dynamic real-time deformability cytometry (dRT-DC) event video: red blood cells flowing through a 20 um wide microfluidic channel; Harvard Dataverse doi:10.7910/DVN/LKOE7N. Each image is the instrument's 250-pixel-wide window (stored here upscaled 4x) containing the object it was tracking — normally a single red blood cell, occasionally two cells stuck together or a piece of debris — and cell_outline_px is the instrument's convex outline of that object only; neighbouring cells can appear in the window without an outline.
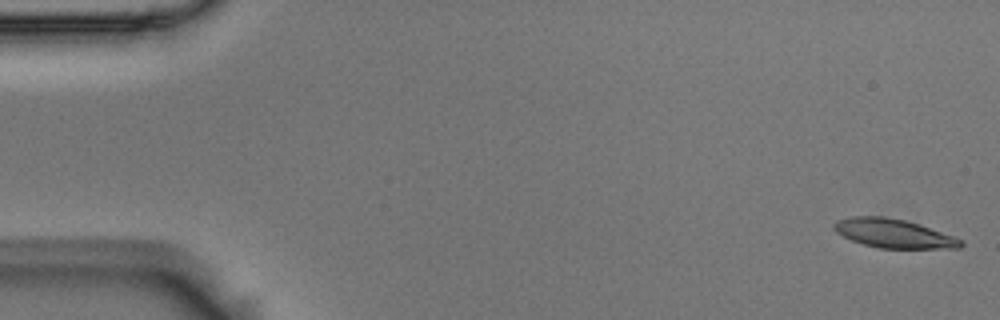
{"species": "Egyptian fruit bat (a non-hibernating species)", "species_latin": "Rousettus aegyptiacus", "temperature_condition": "room temperature", "stored_images_in_passage": 56, "camera_frame_rate_fps": 3000, "um_per_image_px": 0.085, "animal": {"sex": "male"}, "frame": {"image": 1, "passage_image": 1, "time_ms": 0.0, "image_size_px": [1000, 320], "cell_outline_px": [[964, 244], [960, 248], [880, 248], [864, 244], [852, 240], [836, 232], [832, 228], [832, 224], [836, 220], [852, 216], [884, 216], [904, 220], [964, 240]], "centroid_in_image_um": [75.91, 19.84], "position_along_channel_um": 9.1, "area_um2": 21.04}}
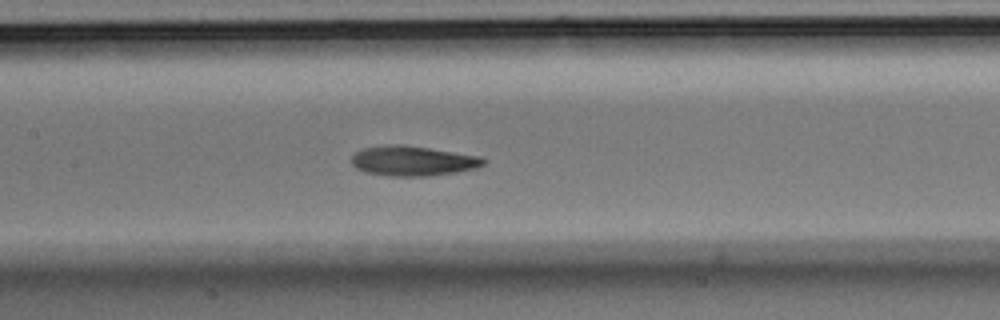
{"frame": {"image": 2, "passage_image": 26, "time_ms": 8.333, "image_size_px": [1000, 320], "cell_outline_px": [[484, 164], [476, 168], [456, 172], [428, 176], [388, 176], [364, 172], [356, 168], [352, 164], [352, 156], [356, 152], [364, 148], [384, 144], [404, 144], [480, 156], [484, 160]], "centroid_in_image_um": [35.05, 13.67], "position_along_channel_um": 172.3, "area_um2": 23.06}}
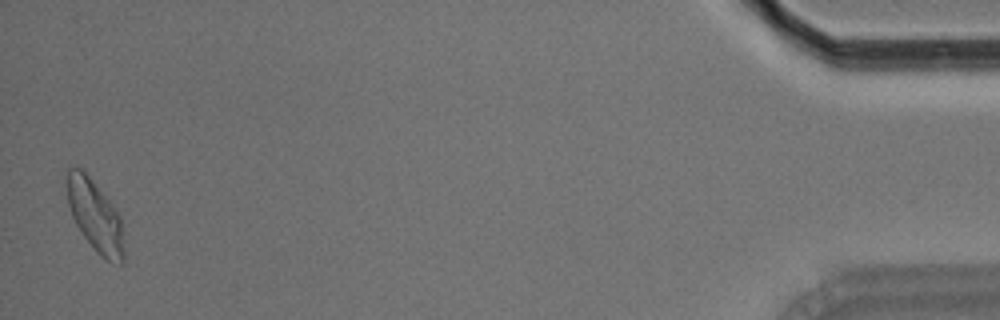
{"frame": {"image": 3, "passage_image": 55, "time_ms": 18.0, "image_size_px": [1000, 320], "cell_outline_px": [[124, 264], [112, 264], [100, 256], [96, 252], [84, 236], [76, 224], [72, 216], [68, 204], [64, 168], [84, 168], [112, 204], [120, 216], [124, 248]], "centroid_in_image_um": [8.06, 18.31], "position_along_channel_um": 427.1, "area_um2": 24.28}, "authors_computed_cell_mechanics": {"area_um2": 22.1663, "velocity_mm_per_s": 3.574, "shape_relaxation_time_tau1_ms": 5.8874, "shape_relaxation_time_tau2_ms": 2.4409, "deformation_change_tau1": 0.1739, "deformation_change_tau2": 0.0979}}